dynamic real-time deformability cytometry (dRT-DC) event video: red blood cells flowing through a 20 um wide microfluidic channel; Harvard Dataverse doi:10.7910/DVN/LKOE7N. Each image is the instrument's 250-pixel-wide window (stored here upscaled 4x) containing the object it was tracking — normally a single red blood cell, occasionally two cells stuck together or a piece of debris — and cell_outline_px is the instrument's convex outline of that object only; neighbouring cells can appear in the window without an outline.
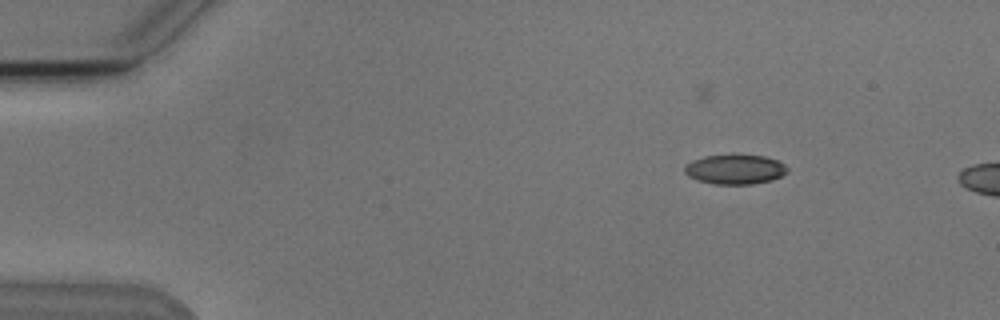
{"species": "Egyptian fruit bat (a non-hibernating species)", "species_latin": "Rousettus aegyptiacus", "temperature_condition": "cold", "stored_images_in_passage": 8, "camera_frame_rate_fps": 3000, "um_per_image_px": 0.085, "animal": {"sex": "male"}, "frame": {"image": 1, "passage_image": 1, "time_ms": 0.0, "image_size_px": [1000, 320], "cell_outline_px": [[788, 172], [772, 180], [752, 184], [712, 184], [696, 180], [688, 176], [684, 172], [684, 164], [692, 160], [704, 156], [764, 156], [776, 160], [784, 164], [788, 168]], "centroid_in_image_um": [62.44, 14.41], "position_along_channel_um": 22.6, "area_um2": 17.63}}
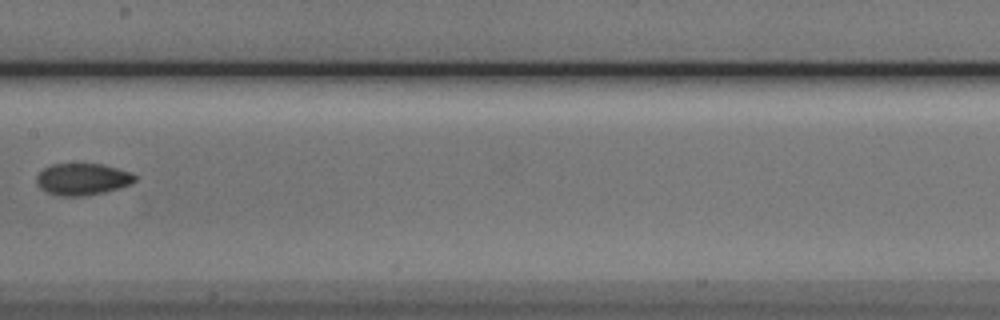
{"frame": {"image": 2, "passage_image": 7, "time_ms": 7.0, "image_size_px": [1000, 320], "cell_outline_px": [[136, 180], [128, 184], [104, 192], [84, 196], [60, 196], [48, 192], [40, 188], [36, 184], [36, 176], [44, 168], [52, 164], [100, 164], [116, 168], [128, 172], [136, 176]], "centroid_in_image_um": [6.95, 15.23], "position_along_channel_um": 200.5, "area_um2": 17.92}}
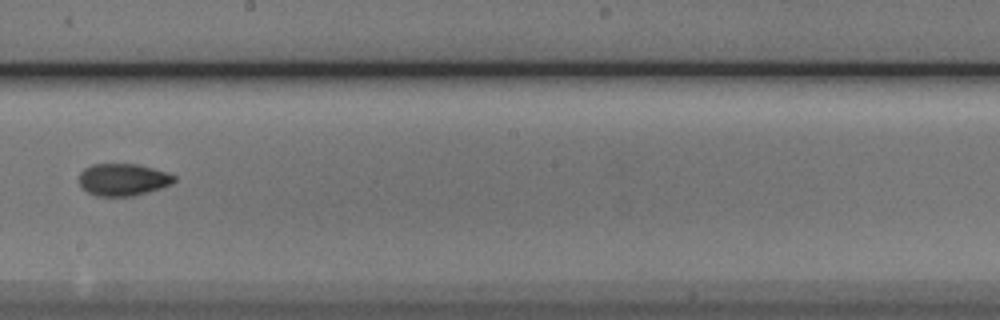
{"frame": {"image": 3, "passage_image": 8, "time_ms": 8.0, "image_size_px": [1000, 320], "cell_outline_px": [[176, 180], [172, 184], [148, 192], [132, 196], [96, 196], [80, 188], [80, 172], [84, 168], [92, 164], [136, 164], [152, 168], [176, 176]], "centroid_in_image_um": [10.43, 15.27], "position_along_channel_um": 237.8, "area_um2": 17.8}}